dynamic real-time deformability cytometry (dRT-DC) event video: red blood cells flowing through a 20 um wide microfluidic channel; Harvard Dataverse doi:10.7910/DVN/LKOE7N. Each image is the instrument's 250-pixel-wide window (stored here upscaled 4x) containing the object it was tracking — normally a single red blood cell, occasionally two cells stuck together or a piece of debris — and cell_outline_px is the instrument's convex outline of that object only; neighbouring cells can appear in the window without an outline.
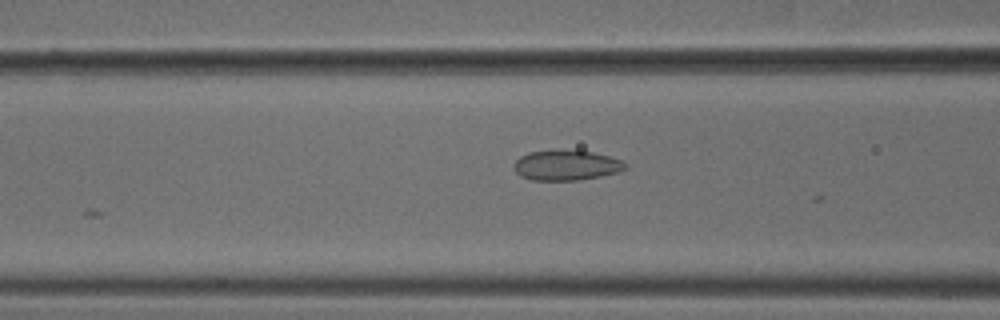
{"species": "common noctule bat (a hibernating species)", "species_latin": "Nyctalus noctula", "temperature_condition": "cold", "stored_images_in_passage": 18, "camera_frame_rate_fps": 3000, "um_per_image_px": 0.085, "animal": {"sex": "male", "body_mass_g": 18.8}, "frame": {"image": 1, "passage_image": 12, "time_ms": 3.667, "image_size_px": [1000, 320], "cell_outline_px": [[628, 168], [616, 172], [600, 176], [580, 180], [532, 180], [520, 176], [516, 172], [512, 164], [520, 156], [528, 152], [552, 148], [556, 148], [592, 152], [624, 160], [628, 164]], "centroid_in_image_um": [48.11, 14.02], "position_along_channel_um": 118.5, "area_um2": 20.11}}
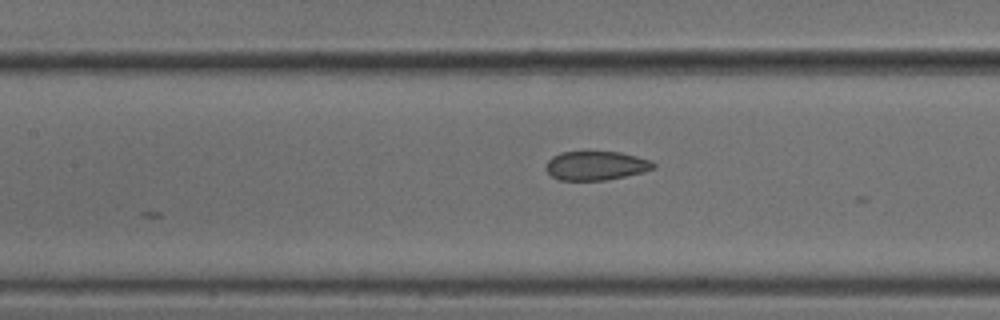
{"frame": {"image": 2, "passage_image": 15, "time_ms": 4.667, "image_size_px": [1000, 320], "cell_outline_px": [[656, 168], [644, 172], [604, 180], [560, 180], [552, 176], [544, 168], [548, 160], [552, 156], [560, 152], [620, 152], [652, 160], [656, 164]], "centroid_in_image_um": [50.67, 14.07], "position_along_channel_um": 156.7, "area_um2": 18.21}}